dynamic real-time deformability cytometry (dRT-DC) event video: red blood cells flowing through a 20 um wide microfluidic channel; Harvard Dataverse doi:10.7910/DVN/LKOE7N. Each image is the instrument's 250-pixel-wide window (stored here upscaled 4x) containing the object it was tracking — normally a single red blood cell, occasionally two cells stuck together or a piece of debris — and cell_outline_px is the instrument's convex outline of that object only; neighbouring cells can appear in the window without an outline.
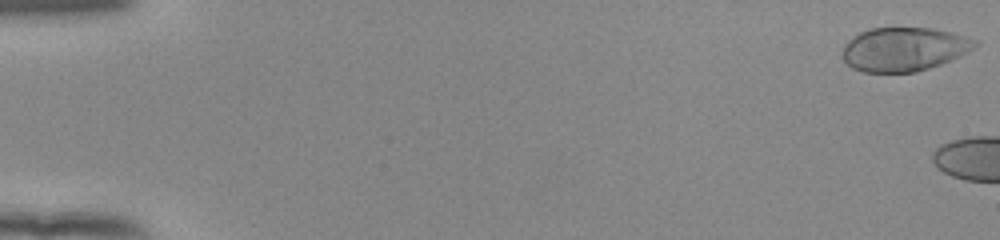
{"species": "human", "species_latin": "Homo sapiens", "temperature_condition": "room temperature", "stored_images_in_passage": 12, "camera_frame_rate_fps": 3000, "um_per_image_px": 0.085, "donor": {"sex": "female"}, "frame": {"image": 1, "passage_image": 1, "time_ms": 0.0, "image_size_px": [1000, 240], "cell_outline_px": [[980, 44], [968, 52], [960, 56], [940, 64], [916, 72], [864, 72], [852, 68], [844, 60], [844, 44], [848, 40], [860, 32], [868, 28], [932, 28], [964, 36], [976, 40]], "centroid_in_image_um": [76.84, 4.18], "position_along_channel_um": 8.2, "area_um2": 33.64}}